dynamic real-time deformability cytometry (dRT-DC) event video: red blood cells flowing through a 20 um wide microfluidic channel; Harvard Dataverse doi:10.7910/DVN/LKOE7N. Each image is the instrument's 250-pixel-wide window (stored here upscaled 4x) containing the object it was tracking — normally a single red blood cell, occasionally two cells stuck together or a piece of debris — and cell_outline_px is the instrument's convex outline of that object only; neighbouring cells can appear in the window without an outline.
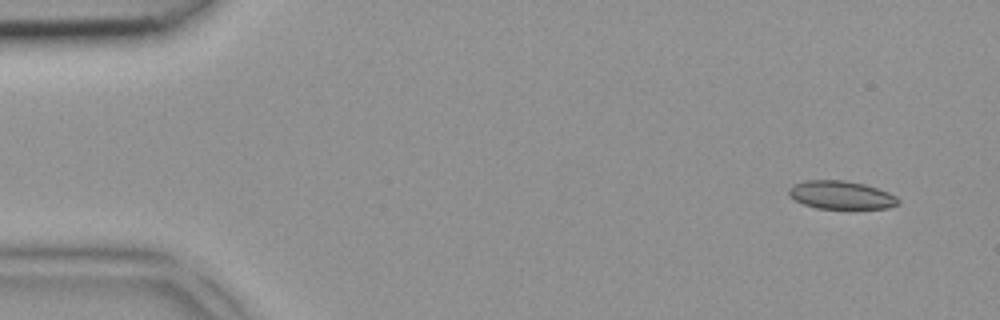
{"species": "common noctule bat (a hibernating species)", "species_latin": "Nyctalus noctula", "temperature_condition": "room temperature", "stored_images_in_passage": 4, "camera_frame_rate_fps": 3000, "um_per_image_px": 0.085, "animal": {"sex": "female", "body_mass_g": 18.4}, "frame": {"image": 1, "passage_image": 1, "time_ms": 0.0, "image_size_px": [1000, 320], "cell_outline_px": [[900, 204], [888, 208], [816, 208], [804, 204], [788, 196], [788, 188], [792, 184], [804, 180], [844, 180], [864, 184], [888, 192], [896, 196], [900, 200]], "centroid_in_image_um": [71.47, 16.57], "position_along_channel_um": 13.5, "area_um2": 18.03}}